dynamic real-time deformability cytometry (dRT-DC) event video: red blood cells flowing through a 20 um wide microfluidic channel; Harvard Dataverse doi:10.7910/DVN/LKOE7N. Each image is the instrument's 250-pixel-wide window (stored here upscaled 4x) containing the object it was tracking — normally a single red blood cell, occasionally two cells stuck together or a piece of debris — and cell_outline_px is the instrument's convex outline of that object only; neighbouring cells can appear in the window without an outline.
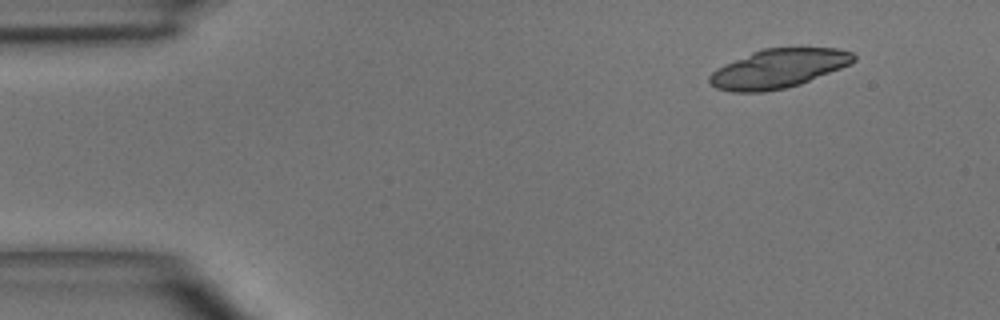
{"species": "common noctule bat (a hibernating species)", "species_latin": "Nyctalus noctula", "temperature_condition": "room temperature", "stored_images_in_passage": 4, "camera_frame_rate_fps": 3000, "um_per_image_px": 0.085, "animal": {"sex": "male", "body_mass_g": 15.6}, "frame": {"image": 1, "passage_image": 1, "time_ms": 0.0, "image_size_px": [1000, 320], "cell_outline_px": [[856, 60], [852, 64], [800, 84], [784, 88], [764, 92], [732, 92], [716, 88], [708, 80], [708, 76], [716, 68], [724, 64], [752, 52], [764, 48], [836, 48], [852, 52], [856, 56]], "centroid_in_image_um": [66.16, 5.83], "position_along_channel_um": 18.8, "area_um2": 32.71}}